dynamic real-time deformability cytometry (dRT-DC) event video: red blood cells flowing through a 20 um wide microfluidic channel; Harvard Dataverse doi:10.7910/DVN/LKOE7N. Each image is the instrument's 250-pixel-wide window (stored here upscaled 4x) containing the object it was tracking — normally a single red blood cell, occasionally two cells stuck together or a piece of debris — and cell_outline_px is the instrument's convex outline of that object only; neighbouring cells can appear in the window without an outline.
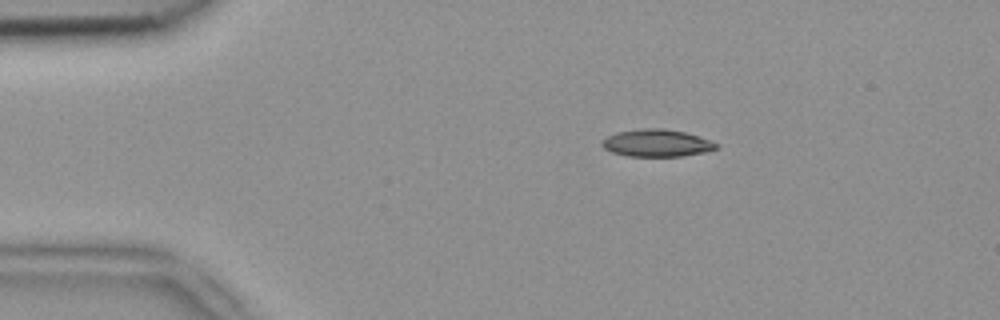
{"species": "common noctule bat (a hibernating species)", "species_latin": "Nyctalus noctula", "temperature_condition": "room temperature", "stored_images_in_passage": 43, "camera_frame_rate_fps": 3000, "um_per_image_px": 0.085, "animal": {"sex": "female", "body_mass_g": 18.4}, "frame": {"image": 1, "passage_image": 1, "time_ms": 0.0, "image_size_px": [1000, 320], "cell_outline_px": [[720, 144], [716, 148], [704, 152], [684, 156], [628, 156], [612, 152], [604, 148], [600, 144], [600, 140], [616, 132], [640, 128], [664, 128], [684, 132]], "centroid_in_image_um": [55.77, 12.15], "position_along_channel_um": 29.2, "area_um2": 18.15}}
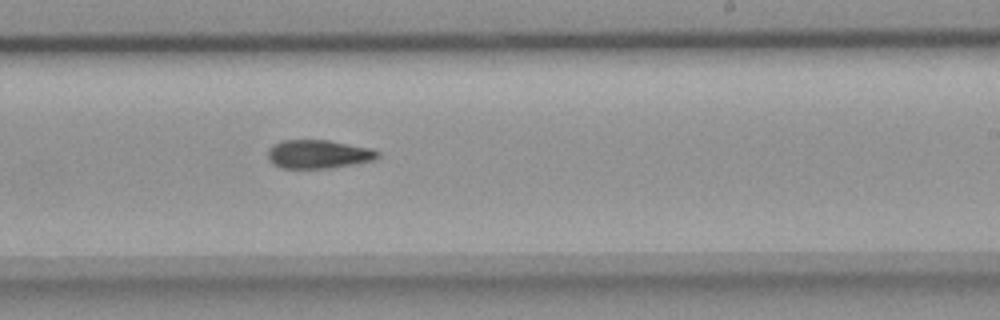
{"frame": {"image": 2, "passage_image": 23, "time_ms": 7.333, "image_size_px": [1000, 320], "cell_outline_px": [[380, 156], [372, 160], [332, 168], [280, 168], [272, 164], [268, 156], [268, 148], [272, 144], [284, 140], [328, 140], [372, 148], [380, 152]], "centroid_in_image_um": [27.05, 13.1], "position_along_channel_um": 262.0, "area_um2": 18.38}}
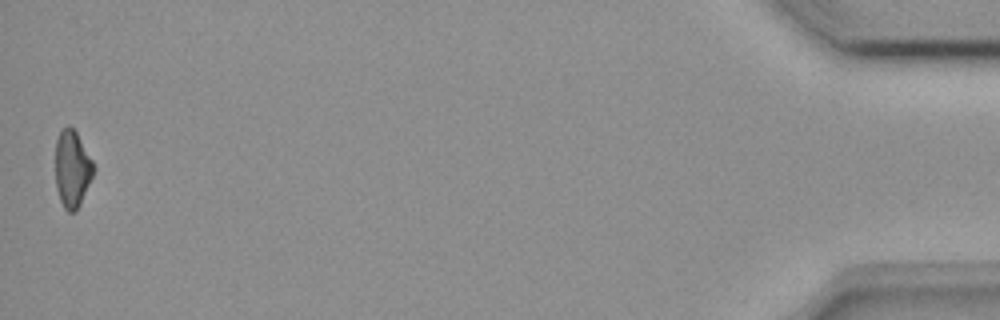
{"frame": {"image": 3, "passage_image": 43, "time_ms": 14.0, "image_size_px": [1000, 320], "cell_outline_px": [[96, 168], [80, 204], [76, 212], [68, 212], [64, 208], [60, 200], [56, 188], [56, 140], [60, 132], [68, 124], [76, 132], [92, 160]], "centroid_in_image_um": [6.14, 14.37], "position_along_channel_um": 429.1, "area_um2": 16.99}, "authors_computed_cell_mechanics": {"area_um2": 18.5538, "velocity_mm_per_s": 3.9133, "shape_relaxation_time_tau1_ms": 7.3697, "shape_relaxation_time_tau2_ms": 6.8822, "deformation_change_tau1": 0.1673, "deformation_change_tau2": 0.164}}